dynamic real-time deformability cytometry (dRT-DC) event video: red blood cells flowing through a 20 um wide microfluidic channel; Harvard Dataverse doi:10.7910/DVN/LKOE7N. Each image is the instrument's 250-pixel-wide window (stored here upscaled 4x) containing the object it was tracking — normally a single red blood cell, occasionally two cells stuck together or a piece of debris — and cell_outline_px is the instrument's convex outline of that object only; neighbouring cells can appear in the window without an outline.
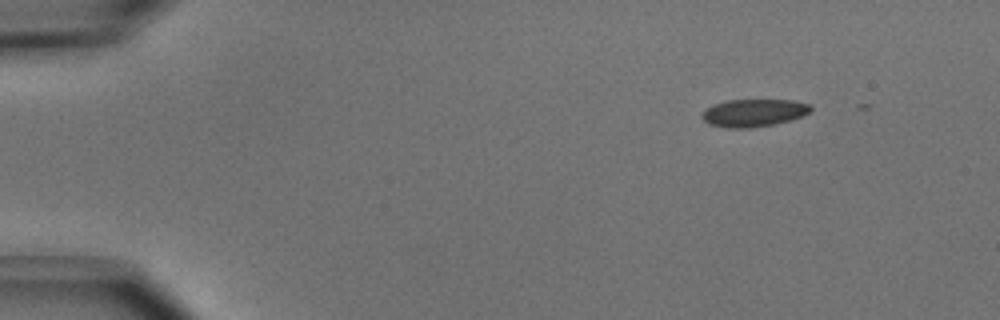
{"species": "common noctule bat (a hibernating species)", "species_latin": "Nyctalus noctula", "temperature_condition": "cold", "stored_images_in_passage": 10, "camera_frame_rate_fps": 3000, "um_per_image_px": 0.085, "animal": {"sex": "male", "body_mass_g": 15.6}, "frame": {"image": 1, "passage_image": 1, "time_ms": 0.0, "image_size_px": [1000, 320], "cell_outline_px": [[812, 108], [808, 112], [800, 116], [788, 120], [772, 124], [748, 128], [728, 128], [708, 124], [700, 116], [712, 104], [728, 100], [792, 100], [808, 104]], "centroid_in_image_um": [64.01, 9.59], "position_along_channel_um": 21.0, "area_um2": 17.17}}